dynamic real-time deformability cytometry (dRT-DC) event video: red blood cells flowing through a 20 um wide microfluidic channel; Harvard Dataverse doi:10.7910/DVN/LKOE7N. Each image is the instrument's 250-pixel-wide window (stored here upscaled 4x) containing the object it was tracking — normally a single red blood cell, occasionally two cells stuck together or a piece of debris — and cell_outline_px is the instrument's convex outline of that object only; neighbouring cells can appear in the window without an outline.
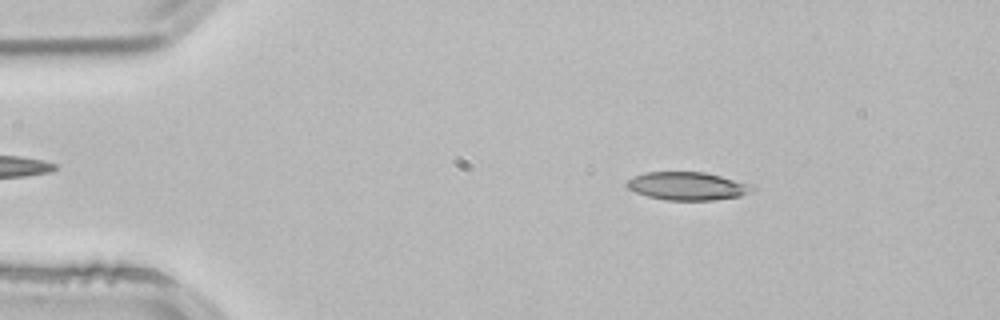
{"species": "common noctule bat (a hibernating species)", "species_latin": "Nyctalus noctula", "temperature_condition": "room temperature", "stored_images_in_passage": 2, "camera_frame_rate_fps": 3000, "um_per_image_px": 0.085, "animal": {"sex": "male", "body_mass_g": 21.5, "forearm_length_mm": 52.0}, "frame": {"image": 1, "passage_image": 2, "time_ms": 0.333, "image_size_px": [1000, 320], "cell_outline_px": [[756, 188], [752, 192], [740, 196], [712, 200], [664, 200], [648, 196], [636, 192], [628, 188], [624, 184], [632, 176], [644, 172], [704, 172], [752, 184]], "centroid_in_image_um": [58.43, 15.81], "position_along_channel_um": 26.6, "area_um2": 20.63}}